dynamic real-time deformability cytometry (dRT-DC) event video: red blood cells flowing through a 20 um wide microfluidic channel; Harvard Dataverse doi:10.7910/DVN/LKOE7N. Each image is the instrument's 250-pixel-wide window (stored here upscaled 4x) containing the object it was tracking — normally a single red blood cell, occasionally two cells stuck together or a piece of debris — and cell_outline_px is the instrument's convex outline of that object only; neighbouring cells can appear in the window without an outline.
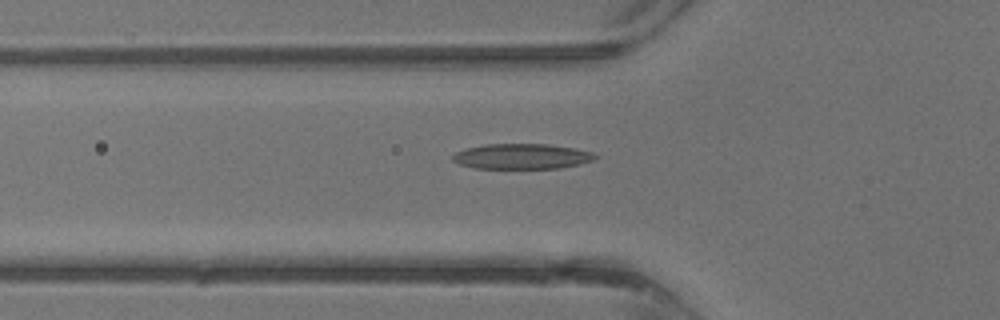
{"species": "common noctule bat (a hibernating species)", "species_latin": "Nyctalus noctula", "temperature_condition": "warm", "stored_images_in_passage": 27, "camera_frame_rate_fps": 3000, "um_per_image_px": 0.085, "animal": {"sex": "male", "body_mass_g": 13.3}, "frame": {"image": 1, "passage_image": 6, "time_ms": 1.667, "image_size_px": [1000, 320], "cell_outline_px": [[600, 156], [596, 160], [580, 164], [560, 168], [472, 168], [460, 164], [452, 160], [452, 156], [456, 152], [468, 148], [484, 144], [548, 144], [572, 148], [592, 152]], "centroid_in_image_um": [44.39, 13.29], "position_along_channel_um": 81.4, "area_um2": 21.04}}
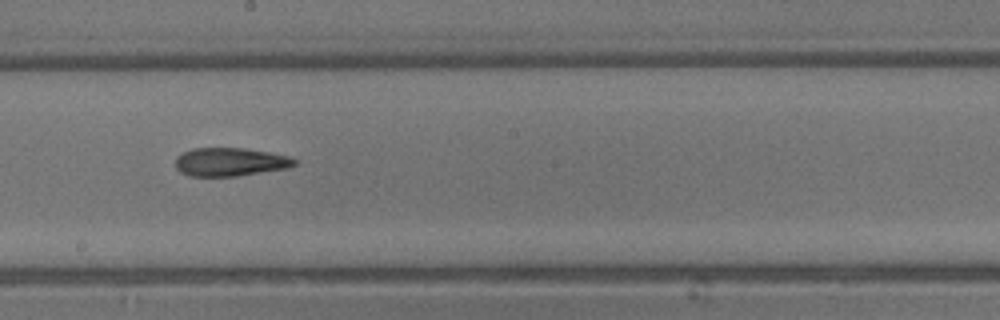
{"frame": {"image": 2, "passage_image": 14, "time_ms": 4.333, "image_size_px": [1000, 320], "cell_outline_px": [[296, 164], [288, 168], [236, 176], [188, 176], [180, 172], [176, 168], [176, 156], [192, 148], [244, 148], [272, 152], [288, 156], [296, 160]], "centroid_in_image_um": [19.55, 13.76], "position_along_channel_um": 228.6, "area_um2": 19.77}}
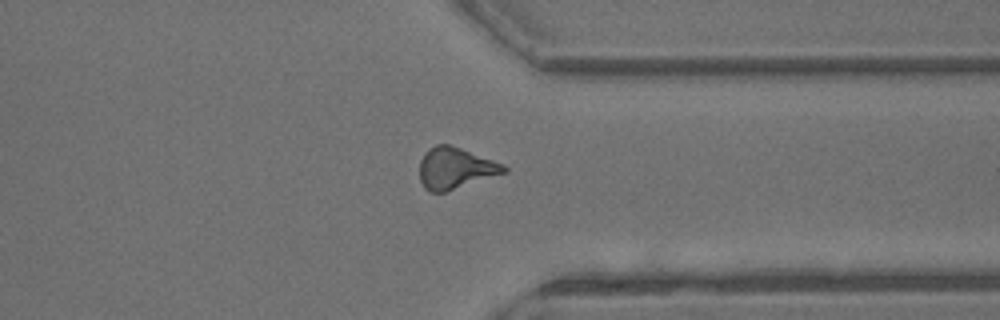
{"frame": {"image": 3, "passage_image": 22, "time_ms": 7.0, "image_size_px": [1000, 320], "cell_outline_px": [[508, 172], [444, 192], [428, 192], [424, 188], [420, 180], [420, 160], [424, 152], [428, 148], [436, 144], [448, 144], [460, 148], [504, 164], [508, 168]], "centroid_in_image_um": [38.69, 14.3], "position_along_channel_um": 372.7, "area_um2": 20.35}}